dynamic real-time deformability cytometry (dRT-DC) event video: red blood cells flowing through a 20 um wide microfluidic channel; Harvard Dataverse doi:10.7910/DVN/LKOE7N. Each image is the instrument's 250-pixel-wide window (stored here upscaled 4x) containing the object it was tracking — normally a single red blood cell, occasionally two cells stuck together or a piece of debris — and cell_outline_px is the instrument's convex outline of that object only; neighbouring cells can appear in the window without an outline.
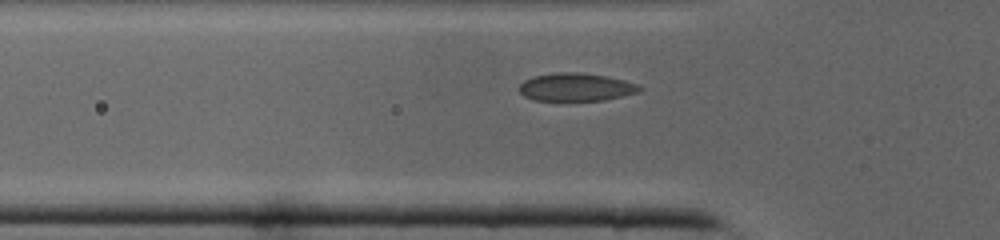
{"species": "common noctule bat (a hibernating species)", "species_latin": "Nyctalus noctula", "temperature_condition": "cold", "stored_images_in_passage": 29, "camera_frame_rate_fps": 3000, "um_per_image_px": 0.085, "animal": {"sex": "male", "body_mass_g": 19.0, "forearm_length_mm": 50.8}, "frame": {"image": 1, "passage_image": 4, "time_ms": 1.0, "image_size_px": [1000, 240], "cell_outline_px": [[644, 88], [640, 92], [604, 100], [532, 100], [524, 96], [520, 92], [520, 84], [524, 80], [532, 76], [560, 72], [580, 72], [604, 76], [624, 80], [640, 84]], "centroid_in_image_um": [48.99, 7.4], "position_along_channel_um": 76.8, "area_um2": 19.65}}
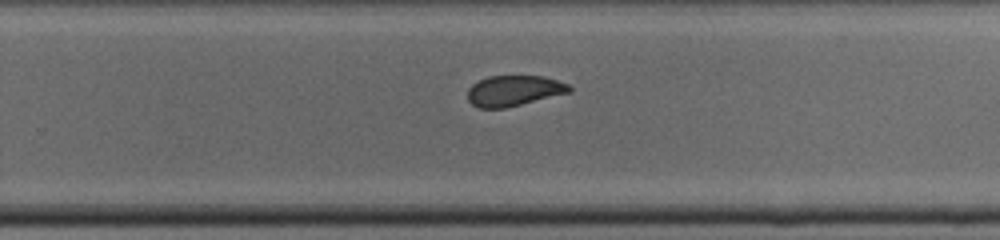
{"frame": {"image": 2, "passage_image": 17, "time_ms": 5.333, "image_size_px": [1000, 240], "cell_outline_px": [[572, 92], [504, 108], [480, 108], [472, 104], [468, 100], [468, 88], [472, 84], [488, 76], [544, 76], [568, 84], [572, 88]], "centroid_in_image_um": [43.69, 7.71], "position_along_channel_um": 286.1, "area_um2": 18.09}}
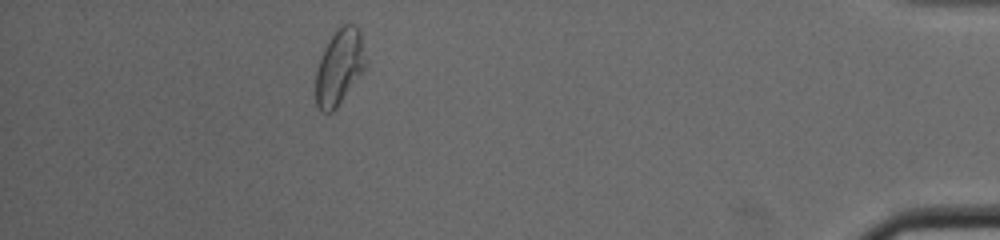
{"frame": {"image": 3, "passage_image": 28, "time_ms": 9.0, "image_size_px": [1000, 240], "cell_outline_px": [[364, 68], [336, 108], [332, 112], [320, 112], [316, 104], [316, 72], [324, 48], [332, 36], [344, 24], [352, 24], [360, 32], [364, 60]], "centroid_in_image_um": [28.8, 5.74], "position_along_channel_um": 406.4, "area_um2": 20.98}}